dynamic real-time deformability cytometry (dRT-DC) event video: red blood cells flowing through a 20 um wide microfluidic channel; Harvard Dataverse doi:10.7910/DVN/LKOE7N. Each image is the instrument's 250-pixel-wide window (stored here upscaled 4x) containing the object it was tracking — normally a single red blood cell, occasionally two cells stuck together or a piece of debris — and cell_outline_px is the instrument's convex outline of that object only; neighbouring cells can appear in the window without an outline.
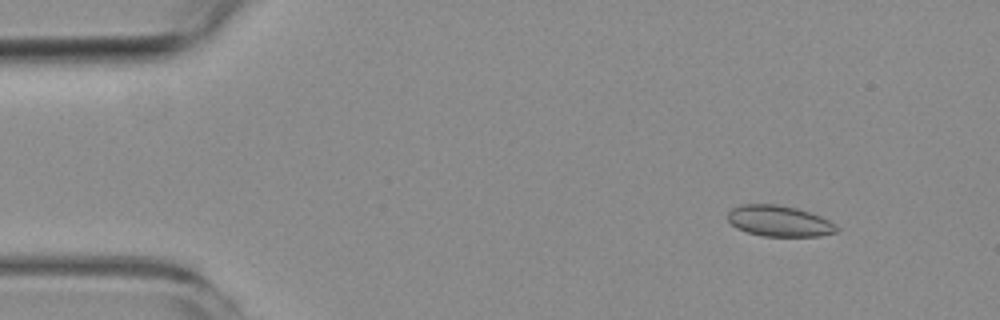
{"species": "common noctule bat (a hibernating species)", "species_latin": "Nyctalus noctula", "temperature_condition": "room temperature", "stored_images_in_passage": 3, "camera_frame_rate_fps": 3000, "um_per_image_px": 0.085, "animal": {"sex": "female", "body_mass_g": 19.3, "forearm_length_mm": 54.1}, "frame": {"image": 1, "passage_image": 1, "time_ms": 0.0, "image_size_px": [1000, 320], "cell_outline_px": [[840, 232], [820, 236], [764, 236], [748, 232], [736, 228], [728, 220], [728, 212], [732, 208], [740, 204], [776, 204], [796, 208], [820, 216], [836, 224], [840, 228]], "centroid_in_image_um": [66.26, 18.79], "position_along_channel_um": 18.7, "area_um2": 19.71}}